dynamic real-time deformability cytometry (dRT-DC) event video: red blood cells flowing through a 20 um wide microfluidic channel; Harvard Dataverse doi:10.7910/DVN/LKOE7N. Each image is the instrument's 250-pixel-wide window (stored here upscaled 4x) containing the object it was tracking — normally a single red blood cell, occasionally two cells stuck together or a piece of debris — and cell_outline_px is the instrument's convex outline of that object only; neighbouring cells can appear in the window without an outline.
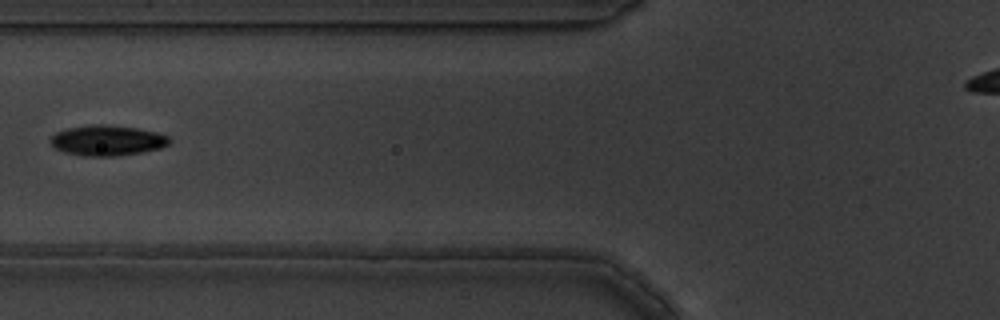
{"species": "common noctule bat (a hibernating species)", "species_latin": "Nyctalus noctula", "temperature_condition": "warm", "stored_images_in_passage": 6, "camera_frame_rate_fps": 3000, "um_per_image_px": 0.085, "animal": {"sex": "male", "body_mass_g": 19.5, "forearm_length_mm": 54.6}, "frame": {"image": 1, "passage_image": 2, "time_ms": 0.333, "image_size_px": [1000, 320], "cell_outline_px": [[172, 140], [168, 144], [160, 148], [140, 152], [116, 156], [84, 156], [64, 152], [56, 148], [48, 140], [56, 132], [68, 128], [88, 124], [104, 124], [136, 128], [156, 132], [168, 136]], "centroid_in_image_um": [9.1, 11.93], "position_along_channel_um": 116.7, "area_um2": 21.04}}
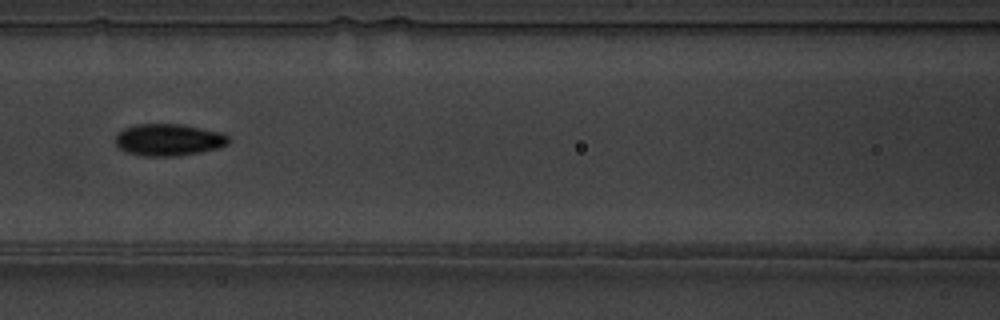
{"frame": {"image": 2, "passage_image": 3, "time_ms": 0.667, "image_size_px": [1000, 320], "cell_outline_px": [[228, 144], [216, 148], [200, 152], [176, 156], [144, 156], [124, 152], [116, 144], [116, 136], [124, 128], [136, 124], [180, 124], [224, 132], [228, 136]], "centroid_in_image_um": [14.33, 11.88], "position_along_channel_um": 152.3, "area_um2": 21.04}}